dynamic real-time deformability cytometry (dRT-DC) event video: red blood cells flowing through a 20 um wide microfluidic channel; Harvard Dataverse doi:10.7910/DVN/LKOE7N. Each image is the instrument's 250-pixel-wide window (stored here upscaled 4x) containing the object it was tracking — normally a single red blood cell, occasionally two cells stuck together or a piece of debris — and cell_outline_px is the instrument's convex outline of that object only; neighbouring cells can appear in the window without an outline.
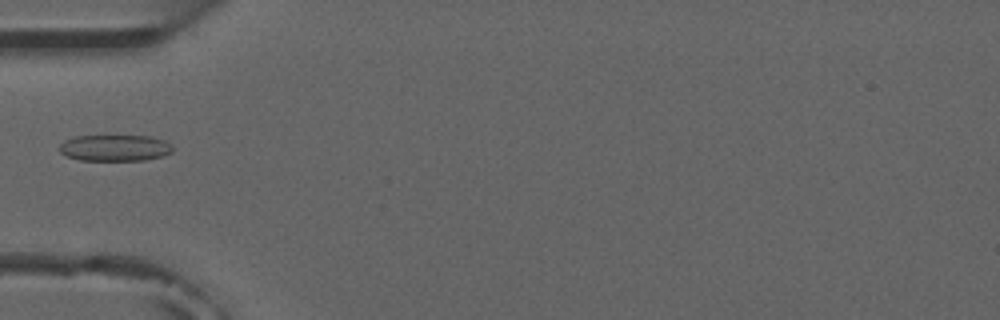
{"species": "common noctule bat (a hibernating species)", "species_latin": "Nyctalus noctula", "temperature_condition": "room temperature", "stored_images_in_passage": 6, "camera_frame_rate_fps": 3000, "um_per_image_px": 0.085, "animal": {"sex": "male", "forearm_length_mm": 52.5}, "frame": {"image": 1, "passage_image": 5, "time_ms": 5.667, "image_size_px": [1000, 320], "cell_outline_px": [[172, 152], [164, 156], [144, 160], [80, 160], [68, 156], [60, 152], [60, 144], [64, 140], [76, 136], [152, 136], [164, 140], [172, 144]], "centroid_in_image_um": [9.8, 12.57], "position_along_channel_um": 75.2, "area_um2": 17.4}}
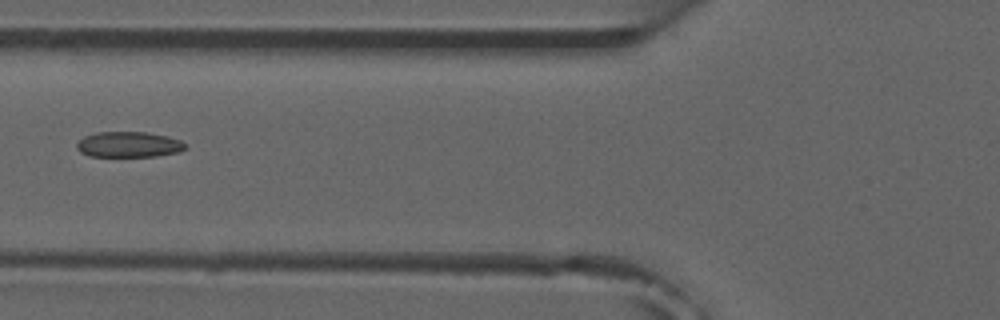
{"frame": {"image": 2, "passage_image": 6, "time_ms": 6.667, "image_size_px": [1000, 320], "cell_outline_px": [[188, 148], [176, 152], [156, 156], [88, 156], [80, 152], [76, 148], [76, 144], [84, 136], [96, 132], [144, 132], [168, 136], [180, 140], [188, 144]], "centroid_in_image_um": [10.95, 12.28], "position_along_channel_um": 114.9, "area_um2": 16.24}}